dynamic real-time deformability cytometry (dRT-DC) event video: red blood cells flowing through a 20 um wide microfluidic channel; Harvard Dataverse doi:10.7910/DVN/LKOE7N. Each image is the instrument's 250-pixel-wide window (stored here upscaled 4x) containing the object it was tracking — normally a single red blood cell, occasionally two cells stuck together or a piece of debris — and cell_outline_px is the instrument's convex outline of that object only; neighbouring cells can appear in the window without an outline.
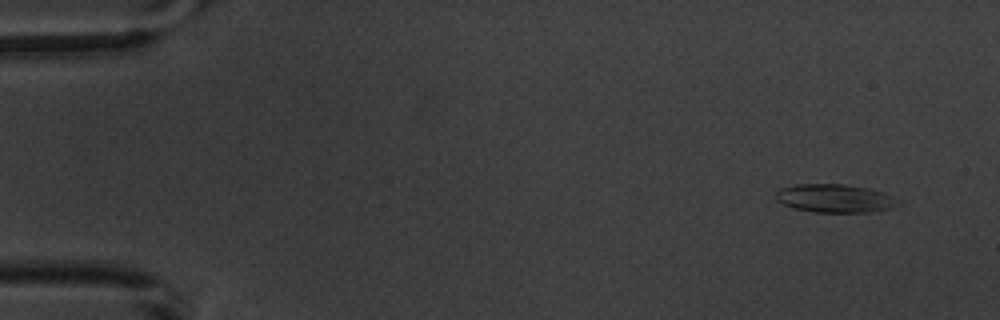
{"species": "common noctule bat (a hibernating species)", "species_latin": "Nyctalus noctula", "temperature_condition": "warm", "stored_images_in_passage": 4, "camera_frame_rate_fps": 3000, "um_per_image_px": 0.085, "animal": {"sex": "male", "body_mass_g": 20.1, "forearm_length_mm": 53.5}, "frame": {"image": 1, "passage_image": 2, "time_ms": 1.0, "image_size_px": [1000, 320], "cell_outline_px": [[900, 204], [892, 208], [868, 212], [816, 212], [796, 208], [784, 204], [776, 200], [776, 192], [780, 188], [796, 184], [844, 184], [868, 188], [892, 196]], "centroid_in_image_um": [70.94, 16.85], "position_along_channel_um": 14.1, "area_um2": 19.94}}
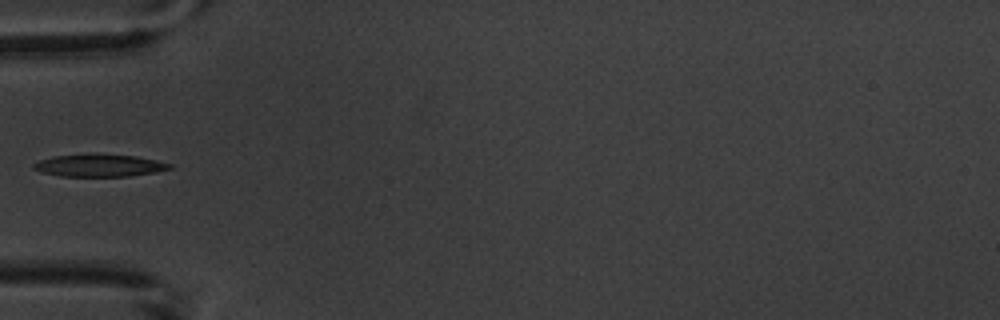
{"frame": {"image": 2, "passage_image": 4, "time_ms": 6.0, "image_size_px": [1000, 320], "cell_outline_px": [[172, 168], [156, 172], [132, 176], [60, 176], [44, 172], [32, 168], [32, 164], [40, 160], [56, 156], [136, 156], [156, 160], [172, 164]], "centroid_in_image_um": [8.49, 14.1], "position_along_channel_um": 76.5, "area_um2": 16.88}}